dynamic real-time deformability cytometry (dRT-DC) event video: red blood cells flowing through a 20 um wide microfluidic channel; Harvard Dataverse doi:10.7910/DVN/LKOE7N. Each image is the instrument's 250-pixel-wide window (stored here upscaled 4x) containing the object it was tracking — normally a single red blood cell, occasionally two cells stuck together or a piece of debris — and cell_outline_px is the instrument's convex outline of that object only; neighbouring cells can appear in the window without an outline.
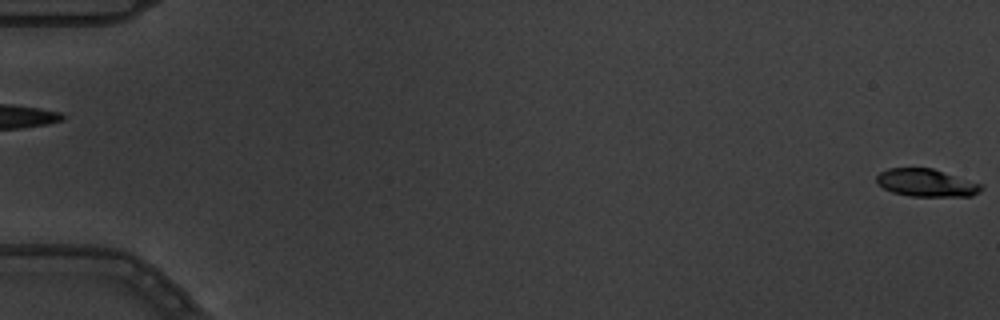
{"species": "common noctule bat (a hibernating species)", "species_latin": "Nyctalus noctula", "temperature_condition": "warm", "stored_images_in_passage": 3, "segment_of_instrument_passage": [2, 2], "camera_frame_rate_fps": 3000, "um_per_image_px": 0.085, "animal": {"sex": "male", "body_mass_g": 19.5, "forearm_length_mm": 54.6}, "frame": {"image": 1, "passage_image": 3, "time_ms": 0.667, "image_size_px": [1000, 320], "cell_outline_px": [[984, 188], [980, 192], [972, 196], [912, 196], [892, 192], [876, 184], [876, 176], [880, 172], [888, 168], [932, 168], [984, 184]], "centroid_in_image_um": [78.76, 15.54], "position_along_channel_um": 6.2, "area_um2": 17.05}}